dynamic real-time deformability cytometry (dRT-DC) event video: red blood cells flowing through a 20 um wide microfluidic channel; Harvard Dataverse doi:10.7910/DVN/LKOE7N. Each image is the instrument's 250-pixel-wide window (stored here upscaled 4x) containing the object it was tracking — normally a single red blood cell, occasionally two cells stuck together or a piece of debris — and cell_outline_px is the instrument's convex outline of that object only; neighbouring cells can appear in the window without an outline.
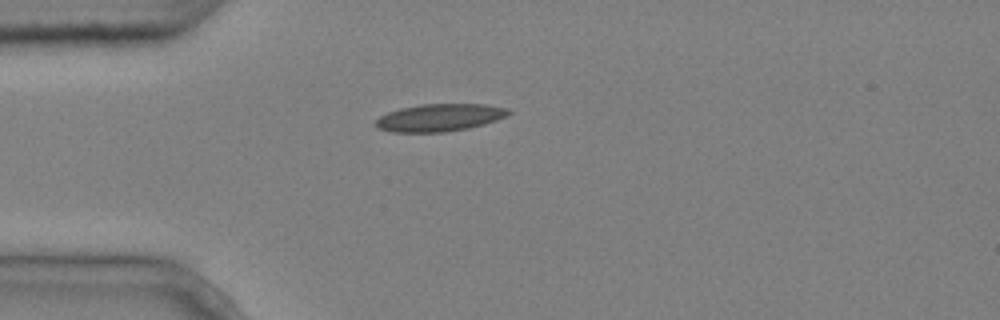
{"species": "common noctule bat (a hibernating species)", "species_latin": "Nyctalus noctula", "temperature_condition": "cold", "stored_images_in_passage": 1, "camera_frame_rate_fps": 3000, "um_per_image_px": 0.085, "animal": {"sex": "male", "body_mass_g": 20.4}, "frame": {"image": 1, "passage_image": 1, "time_ms": 0.0, "image_size_px": [1000, 320], "cell_outline_px": [[512, 112], [496, 120], [484, 124], [468, 128], [444, 132], [392, 132], [376, 128], [376, 120], [380, 116], [388, 112], [400, 108], [420, 104], [488, 104], [508, 108]], "centroid_in_image_um": [37.36, 9.99], "position_along_channel_um": 47.6, "area_um2": 21.27}}